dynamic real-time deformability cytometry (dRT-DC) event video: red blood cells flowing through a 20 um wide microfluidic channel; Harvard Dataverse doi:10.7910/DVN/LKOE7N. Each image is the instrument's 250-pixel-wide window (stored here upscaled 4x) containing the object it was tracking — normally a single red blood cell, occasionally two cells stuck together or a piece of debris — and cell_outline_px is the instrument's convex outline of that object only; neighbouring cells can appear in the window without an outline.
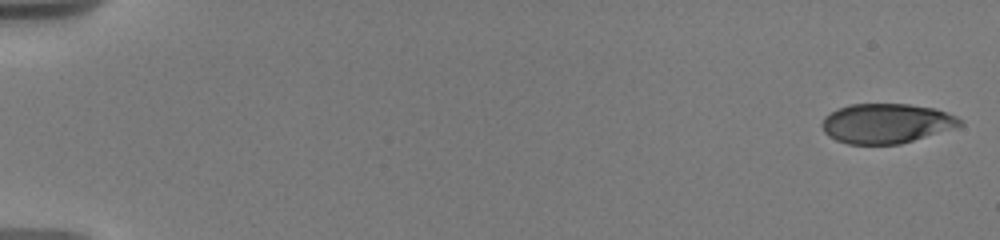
{"species": "human", "species_latin": "Homo sapiens", "temperature_condition": "warm", "stored_images_in_passage": 43, "camera_frame_rate_fps": 3000, "um_per_image_px": 0.085, "donor": {"sex": "male"}, "frame": {"image": 1, "passage_image": 1, "time_ms": 0.0, "image_size_px": [1000, 240], "cell_outline_px": [[964, 124], [900, 144], [848, 144], [836, 140], [828, 136], [824, 132], [820, 124], [824, 116], [848, 104], [908, 104], [932, 108], [956, 116]], "centroid_in_image_um": [75.26, 10.49], "position_along_channel_um": 9.7, "area_um2": 31.56}}
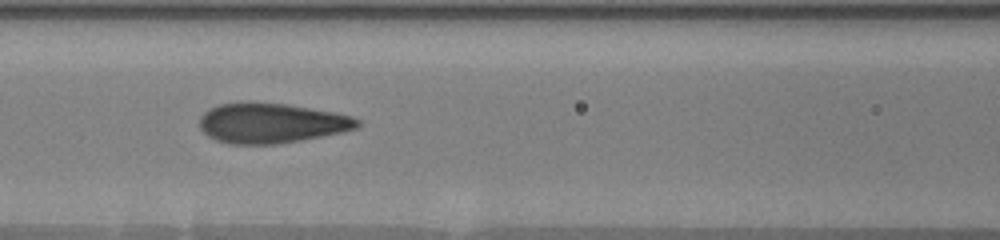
{"frame": {"image": 2, "passage_image": 19, "time_ms": 8.333, "image_size_px": [1000, 240], "cell_outline_px": [[360, 124], [356, 128], [340, 132], [280, 144], [228, 144], [216, 140], [208, 136], [200, 128], [200, 116], [208, 108], [220, 104], [240, 100], [252, 100], [284, 104], [332, 112], [352, 116], [360, 120]], "centroid_in_image_um": [22.98, 10.44], "position_along_channel_um": 143.6, "area_um2": 37.11}}
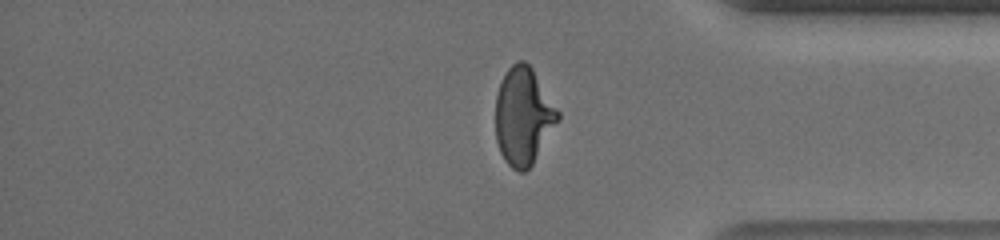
{"frame": {"image": 3, "passage_image": 38, "time_ms": 15.333, "image_size_px": [1000, 240], "cell_outline_px": [[560, 120], [532, 164], [524, 172], [520, 172], [512, 168], [504, 160], [500, 152], [496, 140], [496, 96], [500, 84], [508, 68], [516, 60], [524, 60], [532, 68], [560, 112]], "centroid_in_image_um": [44.49, 9.88], "position_along_channel_um": 390.7, "area_um2": 35.37}, "authors_computed_cell_mechanics": {"area_um2": 35.4892, "velocity_mm_per_s": 3.677, "shape_relaxation_time_tau1_ms": 5.1178, "shape_relaxation_time_tau2_ms": null, "deformation_change_tau1": 0.2326, "deformation_change_tau2": null}}